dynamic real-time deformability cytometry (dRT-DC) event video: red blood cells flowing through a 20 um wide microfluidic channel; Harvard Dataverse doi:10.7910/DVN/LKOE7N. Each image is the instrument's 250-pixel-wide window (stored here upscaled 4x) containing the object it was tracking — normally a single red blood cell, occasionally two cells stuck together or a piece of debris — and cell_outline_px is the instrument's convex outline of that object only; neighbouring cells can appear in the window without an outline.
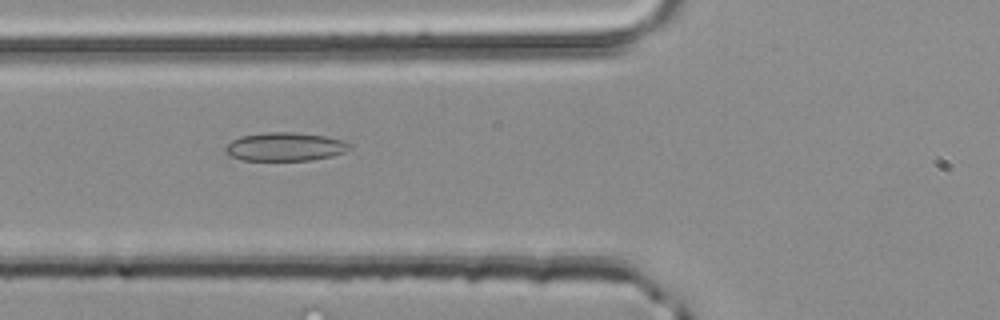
{"species": "common noctule bat (a hibernating species)", "species_latin": "Nyctalus noctula", "temperature_condition": "room temperature", "stored_images_in_passage": 33, "camera_frame_rate_fps": 3000, "um_per_image_px": 0.085, "animal": {"sex": "male", "body_mass_g": 20.4}, "frame": {"image": 1, "passage_image": 9, "time_ms": 2.667, "image_size_px": [1000, 320], "cell_outline_px": [[352, 148], [344, 152], [332, 156], [312, 160], [244, 160], [228, 156], [224, 152], [224, 148], [232, 140], [240, 136], [264, 132], [296, 132], [324, 136], [340, 140], [352, 144]], "centroid_in_image_um": [24.21, 12.47], "position_along_channel_um": 101.6, "area_um2": 20.75}}
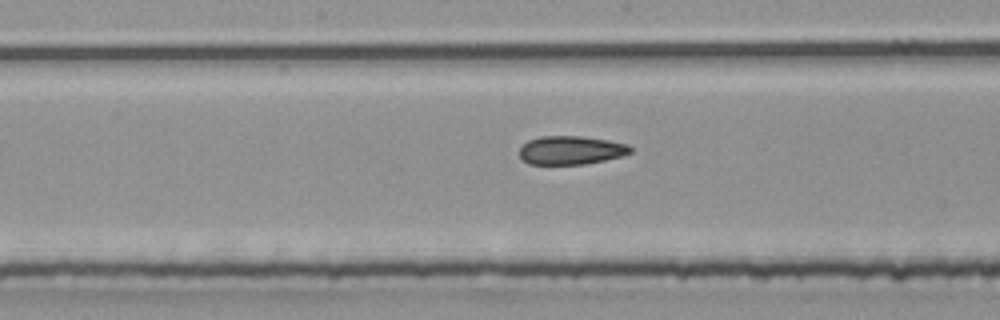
{"frame": {"image": 2, "passage_image": 16, "time_ms": 5.0, "image_size_px": [1000, 320], "cell_outline_px": [[632, 152], [624, 156], [584, 164], [528, 164], [520, 156], [520, 148], [528, 140], [540, 136], [580, 136], [608, 140], [628, 144], [632, 148]], "centroid_in_image_um": [48.55, 12.76], "position_along_channel_um": 199.6, "area_um2": 18.5}}
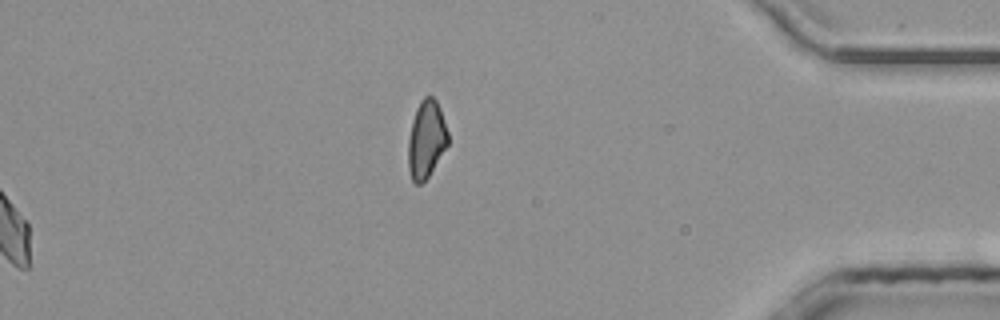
{"frame": {"image": 3, "passage_image": 33, "time_ms": 10.667, "image_size_px": [1000, 320], "cell_outline_px": [[448, 144], [428, 176], [420, 184], [416, 184], [412, 180], [408, 168], [408, 140], [412, 120], [416, 108], [420, 100], [424, 96], [432, 96], [436, 100], [440, 108], [448, 132]], "centroid_in_image_um": [36.22, 11.82], "position_along_channel_um": 399.0, "area_um2": 17.92}, "authors_computed_cell_mechanics": {"area_um2": 19.2474, "velocity_mm_per_s": 4.1818, "shape_relaxation_time_tau1_ms": null, "shape_relaxation_time_tau2_ms": 4.2795, "deformation_change_tau1": null, "deformation_change_tau2": 0.1313}}